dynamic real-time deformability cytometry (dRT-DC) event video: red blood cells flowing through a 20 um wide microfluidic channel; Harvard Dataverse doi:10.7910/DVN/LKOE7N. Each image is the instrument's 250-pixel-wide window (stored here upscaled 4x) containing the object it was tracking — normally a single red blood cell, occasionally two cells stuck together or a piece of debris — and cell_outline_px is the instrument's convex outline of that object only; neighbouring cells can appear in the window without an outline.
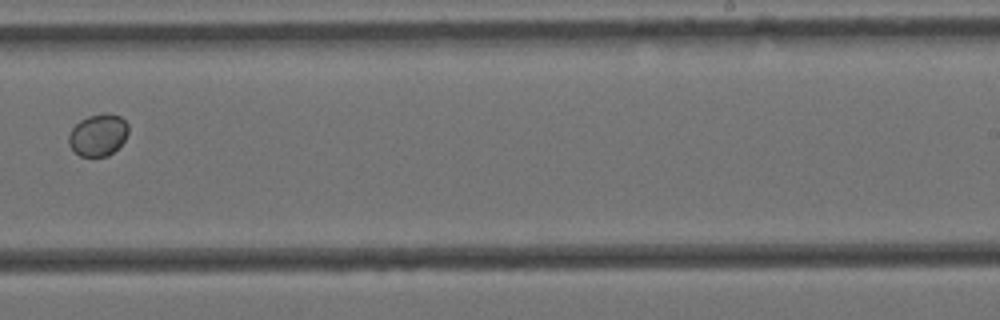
{"species": "Egyptian fruit bat (a non-hibernating species)", "species_latin": "Rousettus aegyptiacus", "temperature_condition": "cold", "stored_images_in_passage": 11, "camera_frame_rate_fps": 3000, "um_per_image_px": 0.085, "animal": {"sex": "female"}, "frame": {"image": 1, "passage_image": 10, "time_ms": 3.0, "image_size_px": [1000, 320], "cell_outline_px": [[128, 132], [124, 140], [108, 156], [80, 156], [68, 144], [68, 136], [72, 128], [80, 120], [88, 116], [104, 112], [108, 112], [120, 116], [128, 124]], "centroid_in_image_um": [8.33, 11.44], "position_along_channel_um": 280.7, "area_um2": 14.57}}
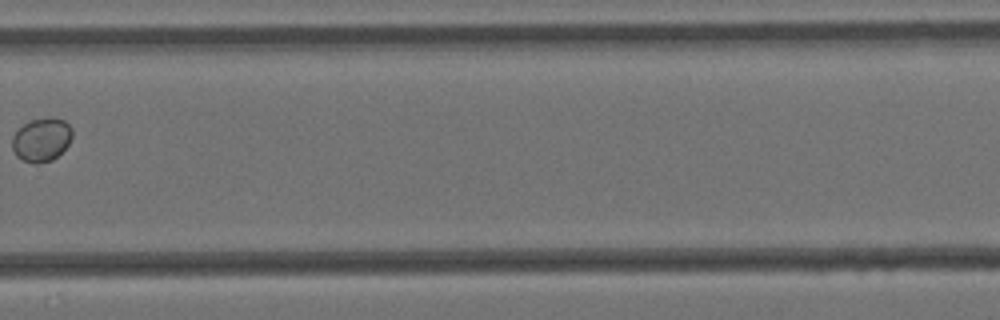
{"frame": {"image": 2, "passage_image": 11, "time_ms": 3.333, "image_size_px": [1000, 320], "cell_outline_px": [[72, 136], [68, 144], [52, 160], [40, 164], [36, 164], [24, 160], [16, 156], [12, 148], [12, 136], [28, 120], [44, 116], [52, 116], [64, 120], [72, 128]], "centroid_in_image_um": [3.52, 11.84], "position_along_channel_um": 326.3, "area_um2": 15.43}}